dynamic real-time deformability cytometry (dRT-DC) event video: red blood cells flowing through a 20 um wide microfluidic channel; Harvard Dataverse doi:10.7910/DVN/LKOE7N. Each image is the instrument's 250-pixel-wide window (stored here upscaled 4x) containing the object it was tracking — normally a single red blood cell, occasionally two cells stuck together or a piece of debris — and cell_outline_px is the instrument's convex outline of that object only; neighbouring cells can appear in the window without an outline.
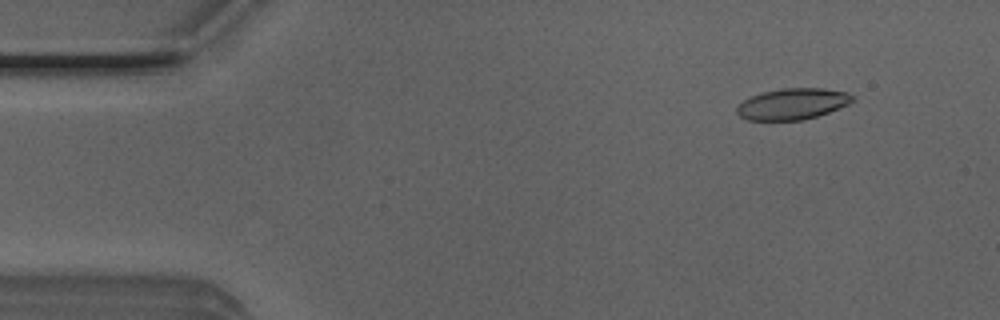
{"species": "Egyptian fruit bat (a non-hibernating species)", "species_latin": "Rousettus aegyptiacus", "temperature_condition": "room temperature", "stored_images_in_passage": 50, "camera_frame_rate_fps": 3000, "um_per_image_px": 0.085, "animal": {"sex": "male"}, "frame": {"image": 1, "passage_image": 5, "time_ms": 1.333, "image_size_px": [1000, 320], "cell_outline_px": [[856, 100], [848, 104], [828, 112], [816, 116], [800, 120], [748, 120], [740, 116], [736, 112], [736, 108], [744, 100], [752, 96], [764, 92], [780, 88], [824, 88], [848, 92]], "centroid_in_image_um": [67.38, 8.82], "position_along_channel_um": 17.6, "area_um2": 20.87}}
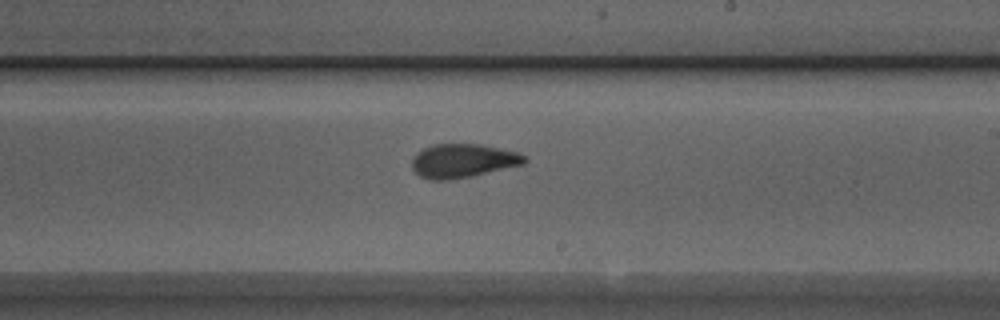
{"frame": {"image": 2, "passage_image": 29, "time_ms": 9.333, "image_size_px": [1000, 320], "cell_outline_px": [[528, 160], [524, 164], [472, 176], [444, 180], [432, 180], [420, 176], [412, 168], [412, 160], [416, 152], [432, 144], [480, 144], [516, 152], [524, 156]], "centroid_in_image_um": [39.32, 13.66], "position_along_channel_um": 249.7, "area_um2": 22.02}}
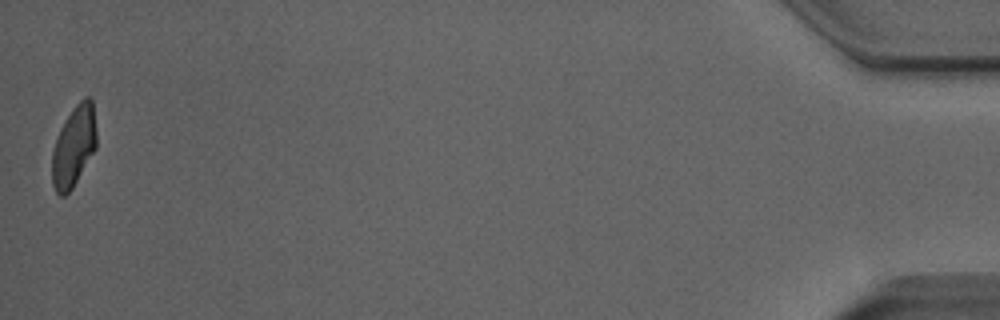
{"frame": {"image": 3, "passage_image": 50, "time_ms": 16.333, "image_size_px": [1000, 320], "cell_outline_px": [[96, 148], [72, 188], [64, 196], [60, 196], [56, 192], [52, 184], [52, 152], [60, 128], [76, 104], [84, 96], [92, 96], [96, 128]], "centroid_in_image_um": [6.28, 12.41], "position_along_channel_um": 428.9, "area_um2": 20.87}, "authors_computed_cell_mechanics": {"area_um2": 21.8773, "velocity_mm_per_s": 4.0231, "shape_relaxation_time_tau1_ms": 4.5841, "shape_relaxation_time_tau2_ms": 2.017, "deformation_change_tau1": 0.1658, "deformation_change_tau2": 0.0757}}